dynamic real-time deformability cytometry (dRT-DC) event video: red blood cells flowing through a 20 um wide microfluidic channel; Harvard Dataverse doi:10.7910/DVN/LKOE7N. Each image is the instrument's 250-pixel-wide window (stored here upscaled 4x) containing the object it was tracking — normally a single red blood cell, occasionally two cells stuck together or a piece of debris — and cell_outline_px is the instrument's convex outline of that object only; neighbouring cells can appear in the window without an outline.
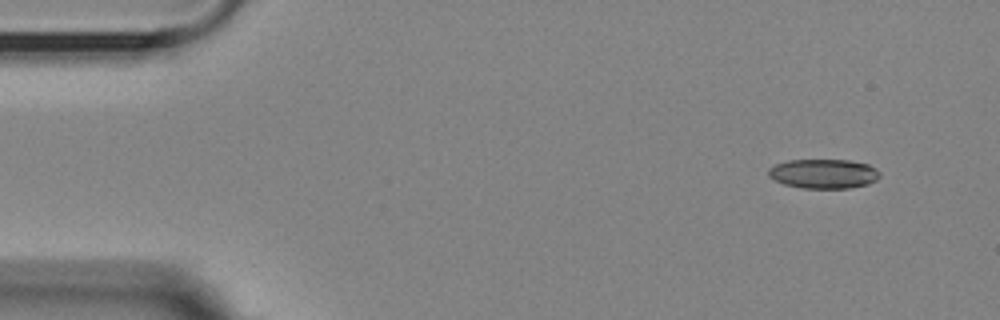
{"species": "Egyptian fruit bat (a non-hibernating species)", "species_latin": "Rousettus aegyptiacus", "temperature_condition": "room temperature", "stored_images_in_passage": 52, "camera_frame_rate_fps": 3000, "um_per_image_px": 0.085, "animal": {"sex": "female"}, "frame": {"image": 1, "passage_image": 1, "time_ms": 0.0, "image_size_px": [1000, 320], "cell_outline_px": [[880, 176], [876, 180], [868, 184], [848, 188], [800, 188], [784, 184], [768, 176], [768, 168], [776, 164], [788, 160], [848, 160], [868, 164], [876, 168], [880, 172]], "centroid_in_image_um": [70.01, 14.76], "position_along_channel_um": 15.0, "area_um2": 19.13}}
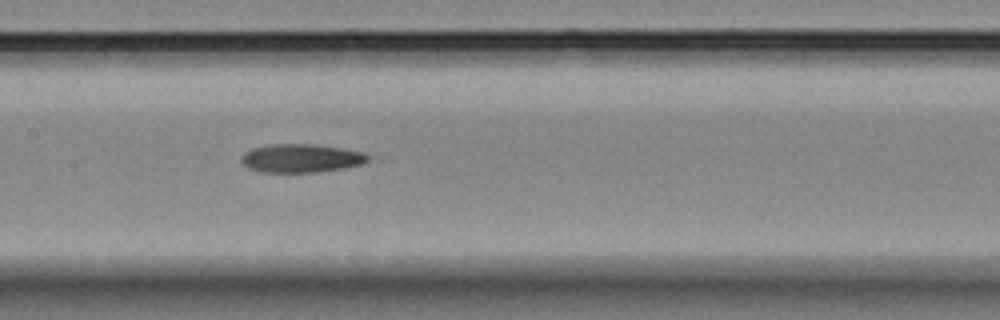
{"frame": {"image": 2, "passage_image": 23, "time_ms": 7.333, "image_size_px": [1000, 320], "cell_outline_px": [[368, 160], [360, 164], [344, 168], [316, 172], [260, 172], [248, 168], [240, 160], [240, 156], [244, 152], [252, 148], [268, 144], [316, 144], [364, 152], [368, 156]], "centroid_in_image_um": [25.54, 13.44], "position_along_channel_um": 181.9, "area_um2": 21.04}}
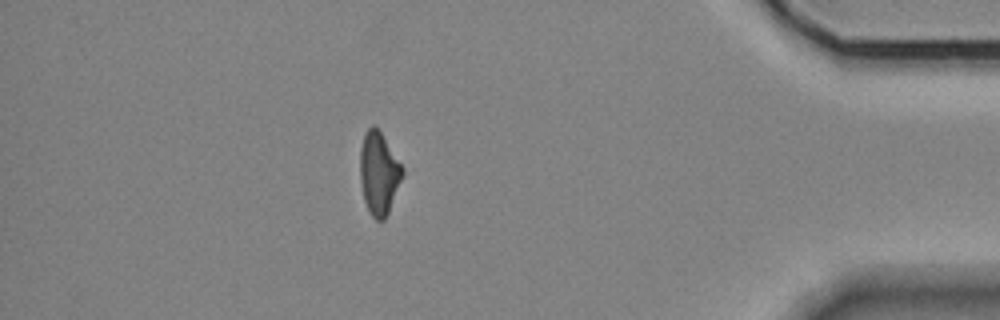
{"frame": {"image": 3, "passage_image": 45, "time_ms": 14.667, "image_size_px": [1000, 320], "cell_outline_px": [[404, 176], [388, 212], [384, 220], [376, 220], [368, 212], [364, 200], [360, 180], [360, 148], [364, 132], [372, 124], [380, 132], [404, 168]], "centroid_in_image_um": [32.2, 14.74], "position_along_channel_um": 403.0, "area_um2": 20.46}}